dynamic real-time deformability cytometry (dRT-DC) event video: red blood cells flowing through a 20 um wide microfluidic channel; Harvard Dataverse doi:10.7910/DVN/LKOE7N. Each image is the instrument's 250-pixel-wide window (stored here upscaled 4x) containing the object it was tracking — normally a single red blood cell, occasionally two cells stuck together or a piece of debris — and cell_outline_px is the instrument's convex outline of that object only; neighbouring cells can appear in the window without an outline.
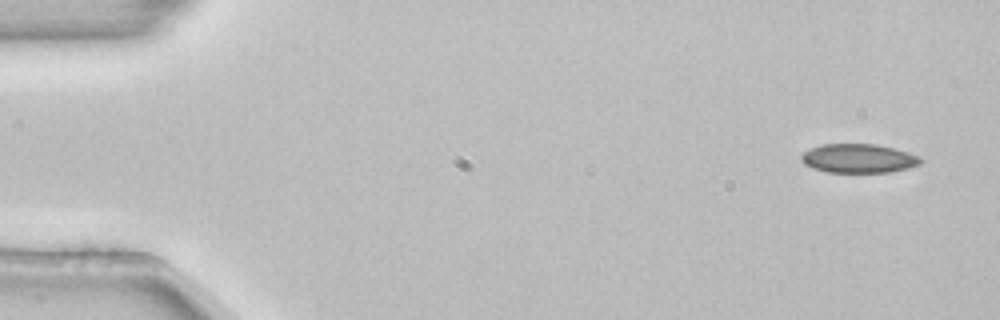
{"species": "common noctule bat (a hibernating species)", "species_latin": "Nyctalus noctula", "temperature_condition": "room temperature", "stored_images_in_passage": 3, "camera_frame_rate_fps": 3000, "um_per_image_px": 0.085, "animal": {"sex": "female", "body_mass_g": 22.7, "forearm_length_mm": 54.2}, "frame": {"image": 1, "passage_image": 1, "time_ms": 0.0, "image_size_px": [1000, 320], "cell_outline_px": [[924, 160], [920, 164], [908, 168], [888, 172], [828, 172], [812, 168], [804, 164], [800, 160], [800, 156], [804, 152], [820, 144], [876, 144], [908, 152], [920, 156]], "centroid_in_image_um": [72.97, 13.46], "position_along_channel_um": 12.0, "area_um2": 20.17}}